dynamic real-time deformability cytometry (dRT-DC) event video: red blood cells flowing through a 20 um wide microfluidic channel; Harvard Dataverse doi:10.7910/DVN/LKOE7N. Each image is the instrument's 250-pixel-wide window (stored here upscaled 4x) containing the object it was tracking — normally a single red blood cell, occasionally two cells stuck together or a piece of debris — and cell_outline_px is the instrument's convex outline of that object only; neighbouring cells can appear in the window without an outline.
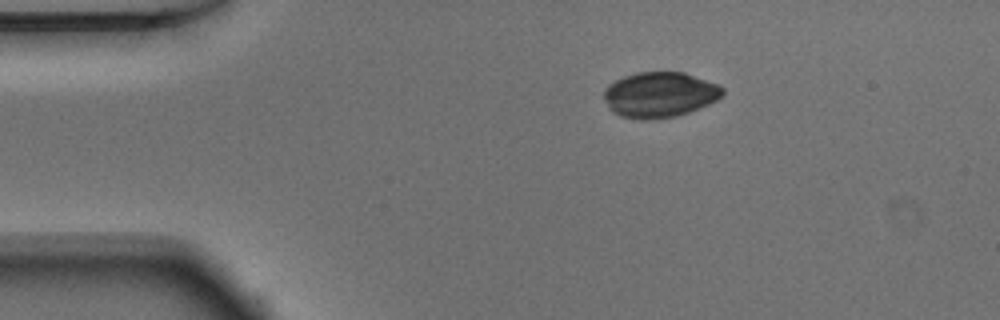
{"species": "Egyptian fruit bat (a non-hibernating species)", "species_latin": "Rousettus aegyptiacus", "temperature_condition": "warm", "stored_images_in_passage": 43, "camera_frame_rate_fps": 3000, "um_per_image_px": 0.085, "animal": {"sex": "male"}, "frame": {"image": 1, "passage_image": 1, "time_ms": 0.0, "image_size_px": [1000, 320], "cell_outline_px": [[724, 96], [708, 104], [688, 112], [676, 116], [648, 120], [640, 120], [620, 116], [612, 112], [608, 108], [604, 96], [604, 88], [608, 84], [624, 76], [636, 72], [684, 72], [720, 84], [724, 88]], "centroid_in_image_um": [56.07, 8.05], "position_along_channel_um": 28.9, "area_um2": 31.73}}
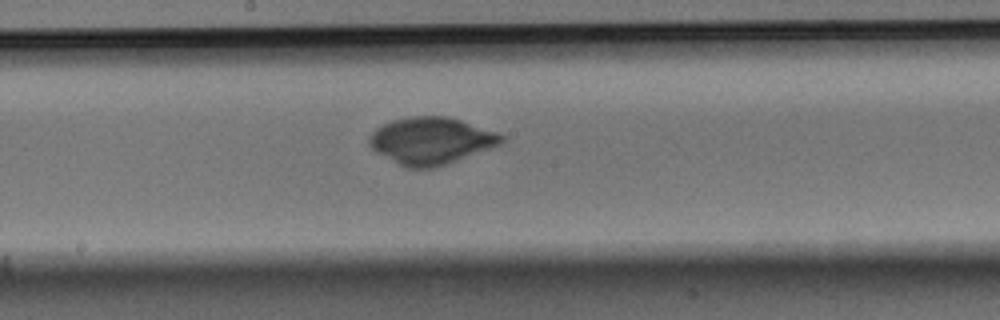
{"frame": {"image": 2, "passage_image": 19, "time_ms": 6.0, "image_size_px": [1000, 320], "cell_outline_px": [[504, 140], [500, 144], [456, 160], [432, 168], [408, 168], [376, 152], [368, 144], [368, 140], [372, 132], [376, 128], [392, 120], [412, 116], [444, 116], [460, 120], [496, 132], [504, 136]], "centroid_in_image_um": [36.6, 11.95], "position_along_channel_um": 211.6, "area_um2": 35.49}}
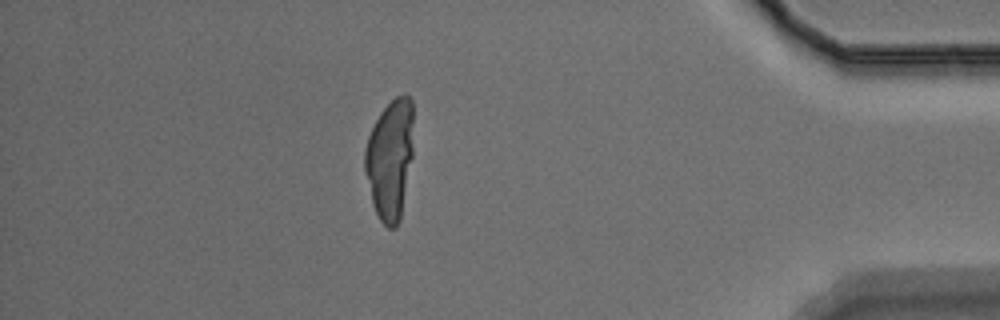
{"frame": {"image": 3, "passage_image": 37, "time_ms": 12.0, "image_size_px": [1000, 320], "cell_outline_px": [[412, 156], [400, 220], [396, 228], [388, 228], [380, 220], [372, 204], [364, 168], [364, 148], [368, 136], [380, 112], [396, 96], [404, 92], [412, 100]], "centroid_in_image_um": [33.14, 13.53], "position_along_channel_um": 402.1, "area_um2": 34.04}}